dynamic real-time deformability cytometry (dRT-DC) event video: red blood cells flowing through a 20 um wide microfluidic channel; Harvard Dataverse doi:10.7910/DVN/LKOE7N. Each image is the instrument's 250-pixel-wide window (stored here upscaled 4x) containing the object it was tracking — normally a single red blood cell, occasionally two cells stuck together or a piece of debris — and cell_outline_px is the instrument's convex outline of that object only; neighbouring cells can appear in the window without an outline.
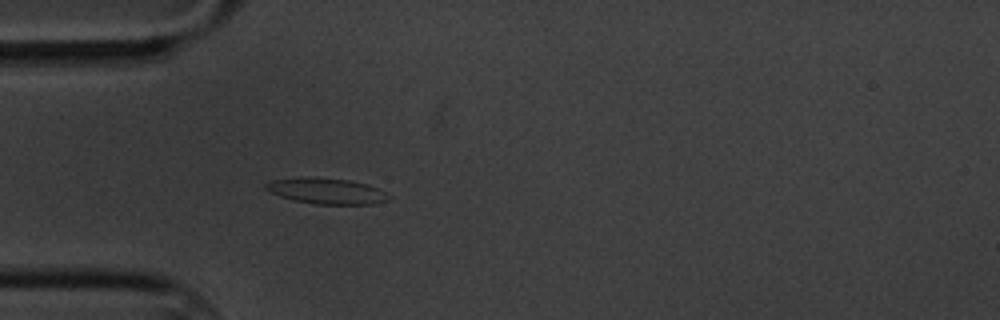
{"species": "common noctule bat (a hibernating species)", "species_latin": "Nyctalus noctula", "temperature_condition": "cold", "stored_images_in_passage": 43, "camera_frame_rate_fps": 3000, "um_per_image_px": 0.085, "animal": {"sex": "male", "body_mass_g": 20.1, "forearm_length_mm": 53.5}, "frame": {"image": 1, "passage_image": 1, "time_ms": 0.0, "image_size_px": [1000, 320], "cell_outline_px": [[392, 196], [388, 200], [372, 204], [316, 204], [296, 200], [280, 196], [264, 188], [264, 184], [272, 180], [304, 176], [312, 176], [348, 180], [368, 184], [388, 192]], "centroid_in_image_um": [27.79, 16.22], "position_along_channel_um": 57.2, "area_um2": 18.67}}
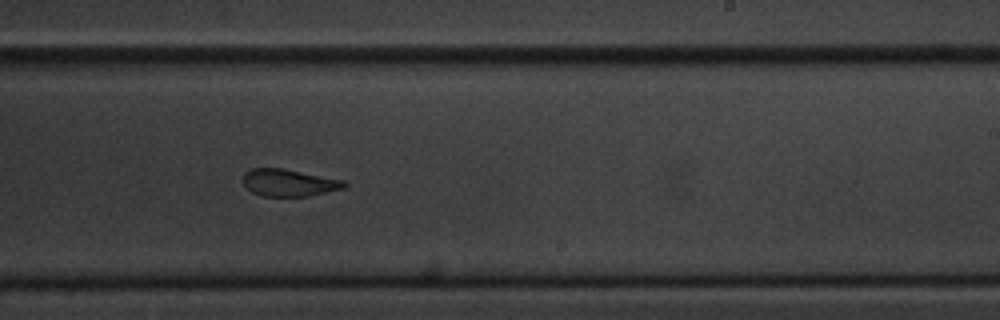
{"frame": {"image": 2, "passage_image": 20, "time_ms": 6.333, "image_size_px": [1000, 320], "cell_outline_px": [[348, 184], [344, 188], [308, 196], [264, 196], [252, 192], [244, 184], [244, 172], [252, 168], [280, 168], [344, 180]], "centroid_in_image_um": [24.56, 15.53], "position_along_channel_um": 264.4, "area_um2": 15.78}}
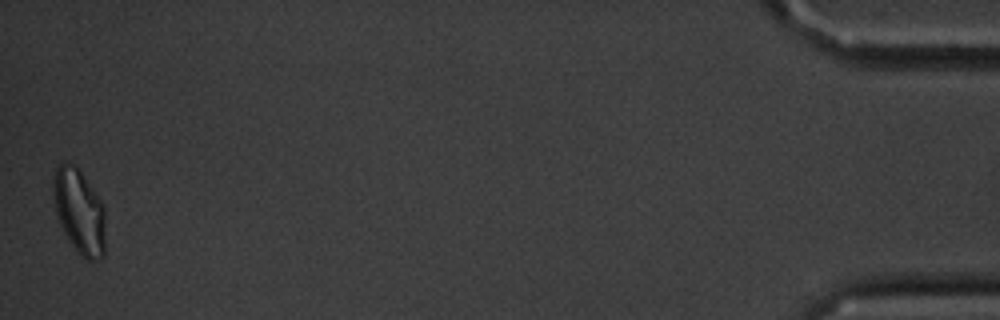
{"frame": {"image": 3, "passage_image": 43, "time_ms": 14.0, "image_size_px": [1000, 320], "cell_outline_px": [[104, 256], [96, 260], [84, 260], [76, 252], [68, 240], [56, 216], [52, 192], [52, 176], [56, 168], [64, 160], [76, 164], [100, 200], [104, 208]], "centroid_in_image_um": [6.7, 17.95], "position_along_channel_um": 428.5, "area_um2": 26.18}, "authors_computed_cell_mechanics": {"area_um2": 17.4556, "velocity_mm_per_s": 3.3324, "shape_relaxation_time_tau1_ms": 8.1804, "shape_relaxation_time_tau2_ms": 2.3445, "deformation_change_tau1": 0.1788, "deformation_change_tau2": 0.0882}}